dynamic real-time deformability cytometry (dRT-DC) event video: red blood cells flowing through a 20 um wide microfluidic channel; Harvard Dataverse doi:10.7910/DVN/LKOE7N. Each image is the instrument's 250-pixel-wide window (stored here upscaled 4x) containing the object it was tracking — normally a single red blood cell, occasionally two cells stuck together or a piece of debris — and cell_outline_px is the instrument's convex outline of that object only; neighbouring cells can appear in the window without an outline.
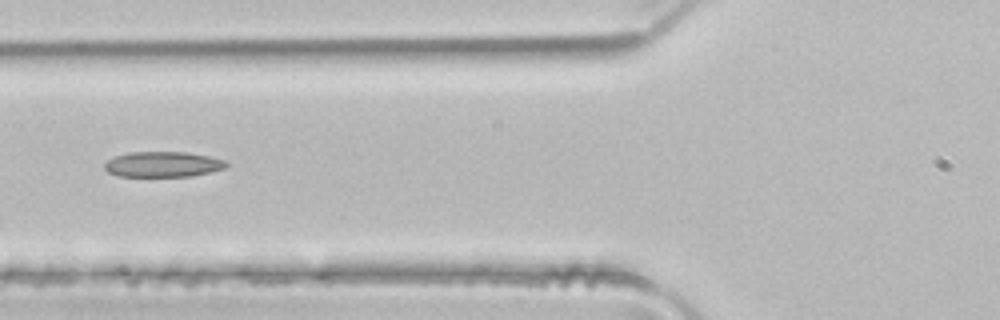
{"species": "common noctule bat (a hibernating species)", "species_latin": "Nyctalus noctula", "temperature_condition": "room temperature", "stored_images_in_passage": 4, "camera_frame_rate_fps": 3000, "um_per_image_px": 0.085, "animal": {"sex": "male", "body_mass_g": 21.5, "forearm_length_mm": 52.0}, "frame": {"image": 1, "passage_image": 4, "time_ms": 1.0, "image_size_px": [1000, 320], "cell_outline_px": [[228, 164], [224, 168], [192, 176], [116, 176], [108, 172], [104, 168], [104, 164], [108, 160], [116, 156], [128, 152], [188, 152], [208, 156], [224, 160]], "centroid_in_image_um": [13.81, 13.96], "position_along_channel_um": 112.0, "area_um2": 17.92}}